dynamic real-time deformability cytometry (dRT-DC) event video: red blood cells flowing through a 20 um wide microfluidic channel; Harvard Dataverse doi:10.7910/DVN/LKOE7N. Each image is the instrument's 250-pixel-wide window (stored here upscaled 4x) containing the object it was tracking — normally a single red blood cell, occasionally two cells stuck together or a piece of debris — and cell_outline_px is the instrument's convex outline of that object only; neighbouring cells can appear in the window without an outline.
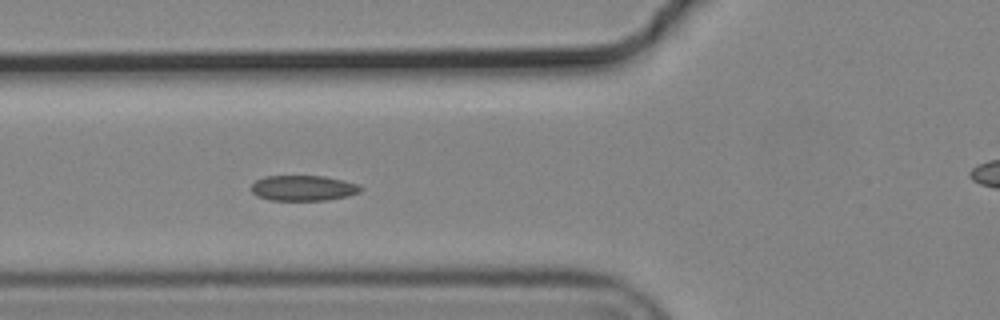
{"species": "common noctule bat (a hibernating species)", "species_latin": "Nyctalus noctula", "temperature_condition": "cold", "stored_images_in_passage": 5, "segment_of_instrument_passage": [1, 2], "camera_frame_rate_fps": 3000, "um_per_image_px": 0.085, "animal": {"sex": "male", "body_mass_g": 19.2, "forearm_length_mm": 51.8}, "frame": {"image": 1, "passage_image": 4, "time_ms": 1.0, "image_size_px": [1000, 320], "cell_outline_px": [[364, 188], [360, 192], [348, 196], [324, 200], [268, 200], [256, 196], [252, 192], [252, 184], [256, 180], [264, 176], [324, 176], [344, 180], [360, 184]], "centroid_in_image_um": [25.8, 15.98], "position_along_channel_um": 100.0, "area_um2": 16.36}}